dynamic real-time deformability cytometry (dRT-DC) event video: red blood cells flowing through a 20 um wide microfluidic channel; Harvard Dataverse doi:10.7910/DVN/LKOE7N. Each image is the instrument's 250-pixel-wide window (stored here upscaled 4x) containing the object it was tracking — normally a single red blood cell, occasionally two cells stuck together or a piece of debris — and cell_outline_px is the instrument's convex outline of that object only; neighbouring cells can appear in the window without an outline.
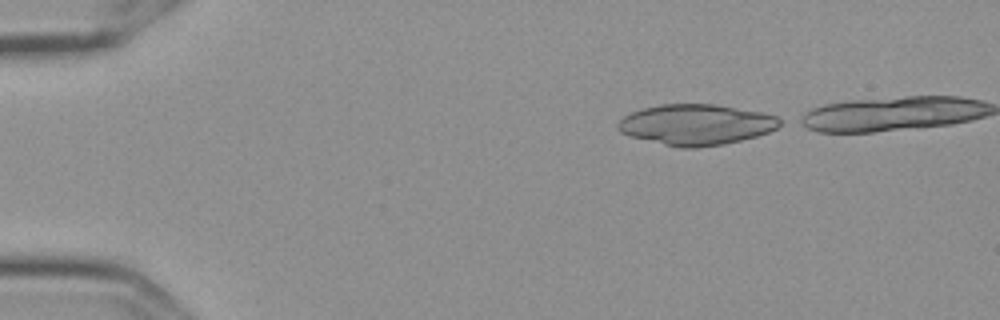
{"species": "Egyptian fruit bat (a non-hibernating species)", "species_latin": "Rousettus aegyptiacus", "temperature_condition": "cold", "stored_images_in_passage": 42, "camera_frame_rate_fps": 3000, "um_per_image_px": 0.085, "frame": {"image": 1, "passage_image": 1, "time_ms": 0.0, "image_size_px": [1000, 320], "cell_outline_px": [[784, 120], [776, 128], [768, 132], [756, 136], [724, 144], [696, 148], [680, 148], [628, 136], [620, 132], [616, 128], [616, 124], [624, 116], [632, 112], [644, 108], [660, 104], [716, 104], [764, 112], [776, 116]], "centroid_in_image_um": [59.17, 10.59], "position_along_channel_um": 25.8, "area_um2": 38.61}}